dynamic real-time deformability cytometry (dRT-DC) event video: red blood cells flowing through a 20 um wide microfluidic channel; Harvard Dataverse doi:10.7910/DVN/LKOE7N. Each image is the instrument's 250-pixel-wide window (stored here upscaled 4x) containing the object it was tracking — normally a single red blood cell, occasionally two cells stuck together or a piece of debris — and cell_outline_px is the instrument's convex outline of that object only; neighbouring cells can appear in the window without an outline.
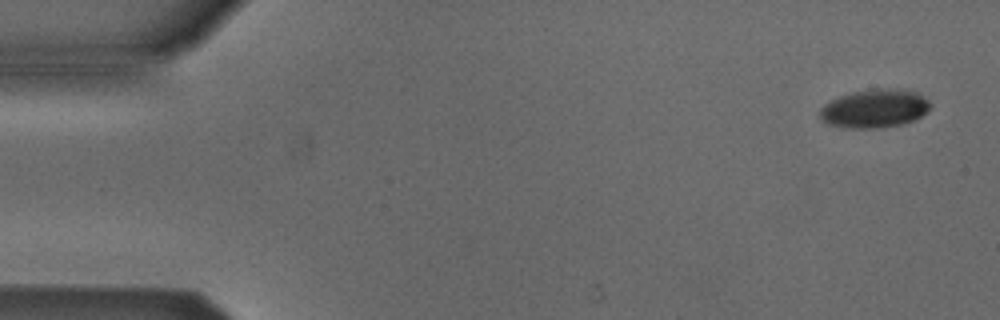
{"species": "Egyptian fruit bat (a non-hibernating species)", "species_latin": "Rousettus aegyptiacus", "temperature_condition": "cold", "stored_images_in_passage": 5, "camera_frame_rate_fps": 3000, "um_per_image_px": 0.085, "animal": {"sex": "male"}, "frame": {"image": 1, "passage_image": 1, "time_ms": 0.0, "image_size_px": [1000, 320], "cell_outline_px": [[932, 104], [920, 116], [912, 120], [900, 124], [872, 128], [852, 128], [828, 124], [820, 116], [820, 108], [824, 104], [840, 96], [852, 92], [876, 88], [896, 88], [916, 92], [928, 100]], "centroid_in_image_um": [74.33, 9.2], "position_along_channel_um": 10.7, "area_um2": 24.33}}
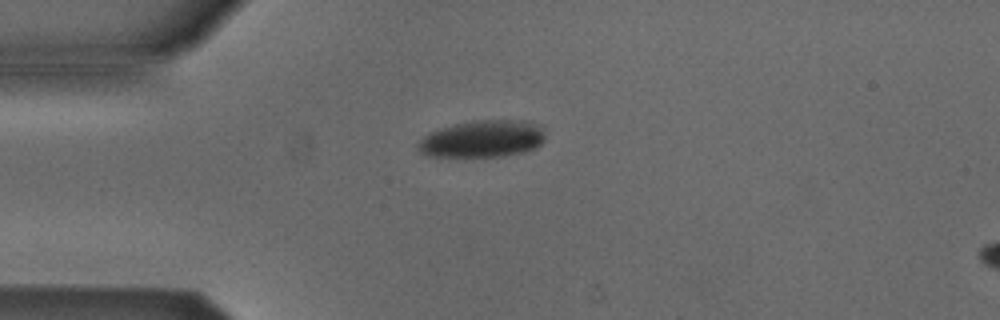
{"frame": {"image": 2, "passage_image": 4, "time_ms": 3.667, "image_size_px": [1000, 320], "cell_outline_px": [[544, 140], [536, 148], [524, 152], [500, 156], [428, 156], [420, 152], [416, 148], [416, 144], [424, 136], [440, 128], [472, 120], [528, 120], [540, 124], [544, 128]], "centroid_in_image_um": [41.05, 11.79], "position_along_channel_um": 44.0, "area_um2": 27.63}}